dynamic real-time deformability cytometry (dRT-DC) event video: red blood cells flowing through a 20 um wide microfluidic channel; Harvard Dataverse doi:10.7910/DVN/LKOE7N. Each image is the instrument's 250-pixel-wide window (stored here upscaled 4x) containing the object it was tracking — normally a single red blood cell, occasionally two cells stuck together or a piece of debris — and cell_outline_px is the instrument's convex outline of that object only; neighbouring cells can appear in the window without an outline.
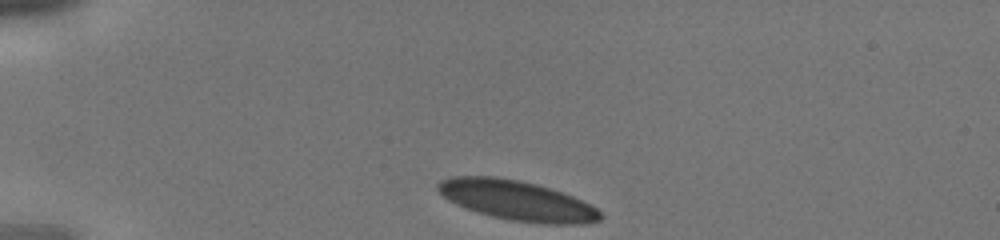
{"species": "human", "species_latin": "Homo sapiens", "temperature_condition": "cold", "stored_images_in_passage": 27, "camera_frame_rate_fps": 3000, "um_per_image_px": 0.085, "donor": {"sex": "male"}, "frame": {"image": 1, "passage_image": 1, "time_ms": 0.0, "image_size_px": [1000, 240], "cell_outline_px": [[604, 216], [600, 220], [588, 224], [544, 224], [512, 220], [492, 216], [456, 204], [448, 200], [436, 188], [436, 184], [440, 180], [452, 176], [492, 176], [520, 180], [536, 184], [572, 196], [596, 208]], "centroid_in_image_um": [43.94, 17.04], "position_along_channel_um": 41.1, "area_um2": 37.4}}
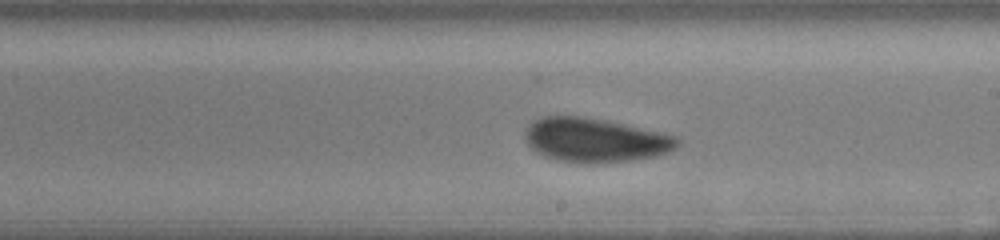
{"frame": {"image": 2, "passage_image": 16, "time_ms": 5.0, "image_size_px": [1000, 240], "cell_outline_px": [[684, 140], [676, 148], [668, 152], [656, 156], [632, 160], [596, 164], [588, 164], [560, 160], [544, 156], [536, 152], [524, 140], [524, 132], [528, 124], [532, 120], [540, 116], [576, 116], [604, 120], [664, 132], [676, 136]], "centroid_in_image_um": [50.6, 11.91], "position_along_channel_um": 238.4, "area_um2": 39.65}}
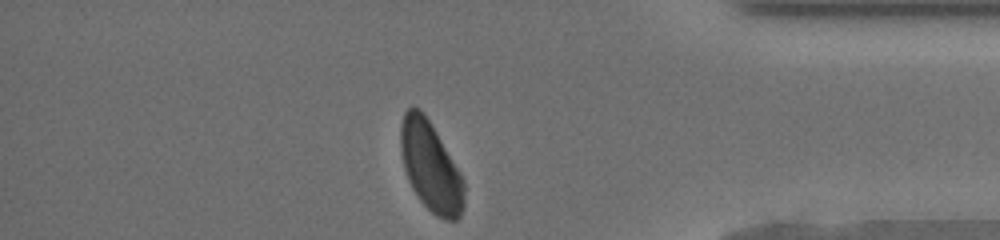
{"frame": {"image": 3, "passage_image": 27, "time_ms": 8.667, "image_size_px": [1000, 240], "cell_outline_px": [[464, 208], [460, 216], [456, 220], [448, 220], [436, 216], [420, 200], [412, 188], [408, 180], [404, 168], [400, 152], [400, 128], [404, 112], [408, 108], [420, 108], [424, 112], [460, 172], [464, 180]], "centroid_in_image_um": [36.59, 14.16], "position_along_channel_um": 398.6, "area_um2": 33.06}}